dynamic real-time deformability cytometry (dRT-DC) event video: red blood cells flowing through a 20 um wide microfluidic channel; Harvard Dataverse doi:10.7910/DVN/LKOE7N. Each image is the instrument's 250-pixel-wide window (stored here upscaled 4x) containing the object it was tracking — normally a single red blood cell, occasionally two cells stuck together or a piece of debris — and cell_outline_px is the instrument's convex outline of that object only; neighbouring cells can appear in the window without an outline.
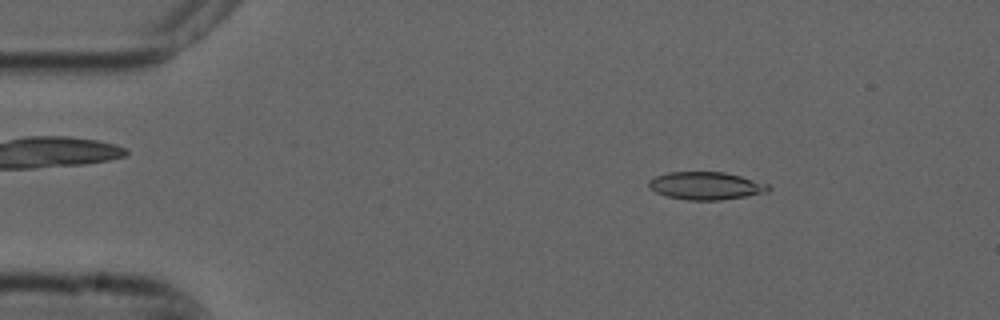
{"species": "common noctule bat (a hibernating species)", "species_latin": "Nyctalus noctula", "temperature_condition": "cold", "stored_images_in_passage": 3, "camera_frame_rate_fps": 3000, "um_per_image_px": 0.085, "animal": {"sex": "male", "forearm_length_mm": 52.5}, "frame": {"image": 1, "passage_image": 2, "time_ms": 0.333, "image_size_px": [1000, 320], "cell_outline_px": [[772, 188], [768, 192], [720, 200], [688, 200], [668, 196], [656, 192], [648, 184], [648, 180], [656, 176], [668, 172], [724, 172], [740, 176], [768, 184]], "centroid_in_image_um": [60.01, 15.78], "position_along_channel_um": 25.0, "area_um2": 19.13}}